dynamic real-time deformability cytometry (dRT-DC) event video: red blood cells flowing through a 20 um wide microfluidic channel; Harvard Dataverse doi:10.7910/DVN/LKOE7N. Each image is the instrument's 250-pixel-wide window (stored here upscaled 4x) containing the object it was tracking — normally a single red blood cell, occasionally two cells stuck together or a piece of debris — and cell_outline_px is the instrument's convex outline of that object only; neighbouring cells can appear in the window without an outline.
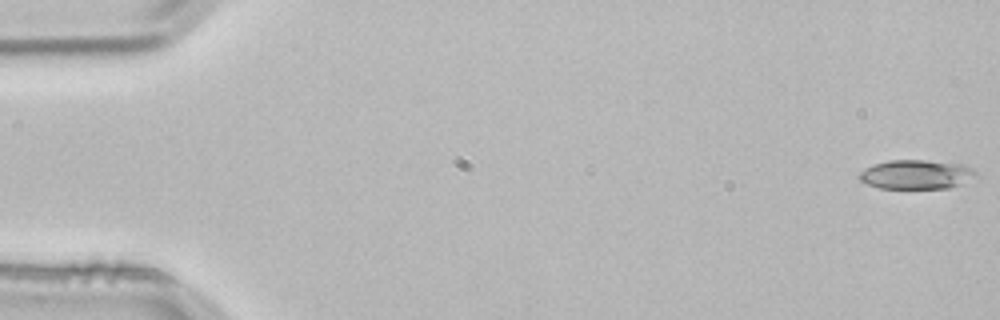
{"species": "common noctule bat (a hibernating species)", "species_latin": "Nyctalus noctula", "temperature_condition": "room temperature", "stored_images_in_passage": 4, "camera_frame_rate_fps": 3000, "um_per_image_px": 0.085, "animal": {"sex": "male", "body_mass_g": 21.5, "forearm_length_mm": 52.0}, "frame": {"image": 1, "passage_image": 1, "time_ms": 0.0, "image_size_px": [1000, 320], "cell_outline_px": [[980, 176], [960, 184], [948, 188], [880, 188], [868, 184], [860, 180], [856, 176], [864, 168], [888, 160], [924, 160], [964, 164], [972, 168]], "centroid_in_image_um": [77.91, 14.82], "position_along_channel_um": 7.1, "area_um2": 19.94}}